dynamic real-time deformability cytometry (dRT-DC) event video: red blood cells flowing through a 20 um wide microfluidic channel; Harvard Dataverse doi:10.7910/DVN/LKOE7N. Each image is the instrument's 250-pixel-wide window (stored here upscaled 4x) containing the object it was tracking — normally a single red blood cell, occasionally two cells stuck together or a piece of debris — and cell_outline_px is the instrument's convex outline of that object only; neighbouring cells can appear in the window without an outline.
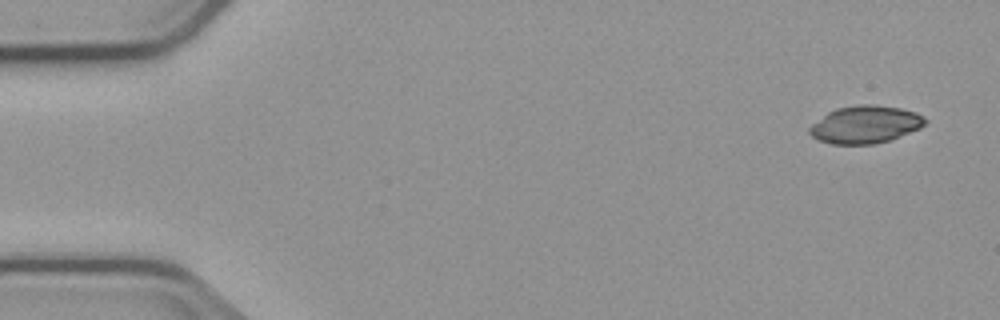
{"species": "common noctule bat (a hibernating species)", "species_latin": "Nyctalus noctula", "temperature_condition": "cold", "stored_images_in_passage": 6, "camera_frame_rate_fps": 3000, "um_per_image_px": 0.085, "animal": {"sex": "male", "body_mass_g": 23.1, "forearm_length_mm": 52.7}, "frame": {"image": 1, "passage_image": 1, "time_ms": 0.0, "image_size_px": [1000, 320], "cell_outline_px": [[928, 120], [920, 128], [888, 140], [872, 144], [832, 144], [820, 140], [812, 136], [808, 132], [808, 128], [812, 124], [828, 112], [836, 108], [864, 104], [872, 104], [900, 108], [916, 112], [924, 116]], "centroid_in_image_um": [73.54, 10.57], "position_along_channel_um": 11.5, "area_um2": 25.09}}